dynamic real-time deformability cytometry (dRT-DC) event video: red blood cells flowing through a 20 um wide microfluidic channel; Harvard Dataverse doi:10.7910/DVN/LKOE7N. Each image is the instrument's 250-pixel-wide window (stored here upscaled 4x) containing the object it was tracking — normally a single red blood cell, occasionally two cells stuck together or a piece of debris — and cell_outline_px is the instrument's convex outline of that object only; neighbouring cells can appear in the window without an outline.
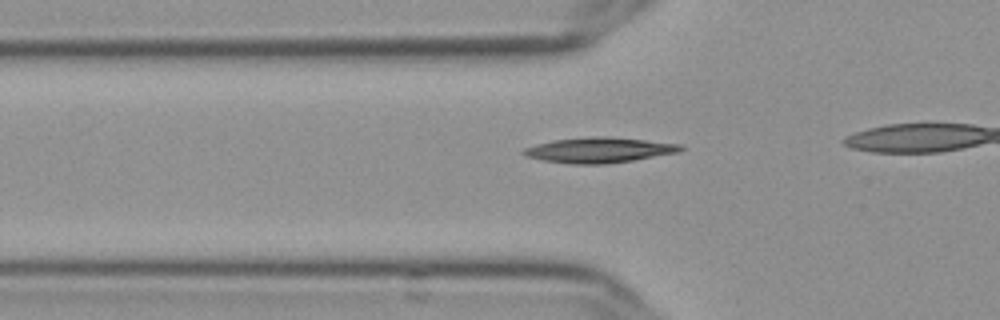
{"species": "Egyptian fruit bat (a non-hibernating species)", "species_latin": "Rousettus aegyptiacus", "temperature_condition": "cold", "stored_images_in_passage": 14, "camera_frame_rate_fps": 3000, "um_per_image_px": 0.085, "frame": {"image": 1, "passage_image": 8, "time_ms": 2.333, "image_size_px": [1000, 320], "cell_outline_px": [[684, 148], [680, 152], [632, 160], [604, 164], [572, 164], [544, 160], [528, 156], [520, 152], [524, 148], [536, 144], [552, 140], [592, 136], [604, 136], [684, 144]], "centroid_in_image_um": [50.94, 12.75], "position_along_channel_um": 74.9, "area_um2": 23.06}}
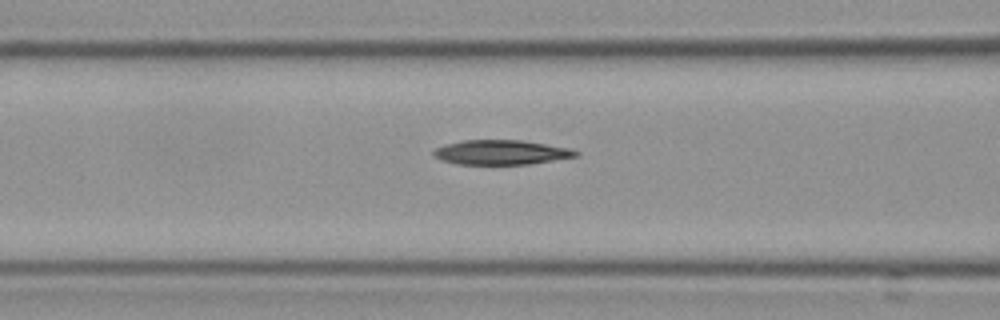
{"frame": {"image": 2, "passage_image": 12, "time_ms": 3.667, "image_size_px": [1000, 320], "cell_outline_px": [[580, 152], [576, 156], [528, 164], [456, 164], [444, 160], [436, 156], [432, 152], [436, 148], [444, 144], [464, 140], [520, 140], [572, 148]], "centroid_in_image_um": [42.61, 12.94], "position_along_channel_um": 124.0, "area_um2": 20.17}}